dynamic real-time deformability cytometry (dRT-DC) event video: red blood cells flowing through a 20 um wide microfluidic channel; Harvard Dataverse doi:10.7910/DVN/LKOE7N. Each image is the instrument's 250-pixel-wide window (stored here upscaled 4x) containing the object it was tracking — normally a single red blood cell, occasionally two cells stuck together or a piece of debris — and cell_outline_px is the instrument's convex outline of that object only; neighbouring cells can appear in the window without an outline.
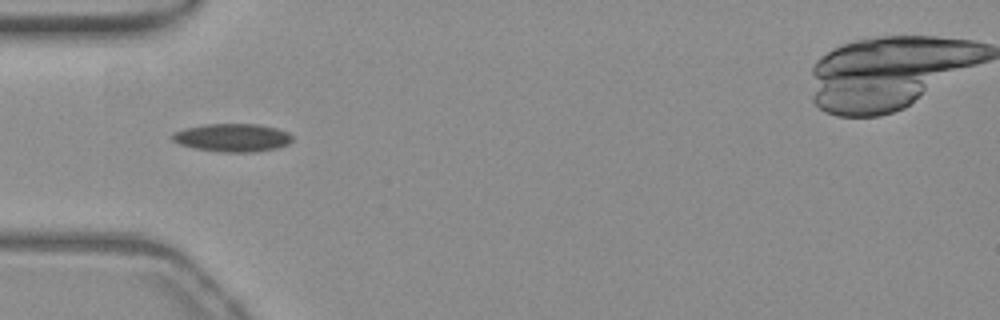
{"species": "common noctule bat (a hibernating species)", "species_latin": "Nyctalus noctula", "temperature_condition": "warm", "stored_images_in_passage": 44, "camera_frame_rate_fps": 3000, "um_per_image_px": 0.085, "animal": {"sex": "female", "body_mass_g": 19.3, "forearm_length_mm": 54.1}, "frame": {"image": 1, "passage_image": 7, "time_ms": 2.0, "image_size_px": [1000, 320], "cell_outline_px": [[292, 140], [288, 144], [276, 148], [252, 152], [220, 152], [196, 148], [180, 144], [172, 140], [168, 136], [172, 132], [184, 128], [204, 124], [256, 124], [276, 128], [288, 132], [292, 136]], "centroid_in_image_um": [19.71, 11.69], "position_along_channel_um": 65.3, "area_um2": 19.71}}
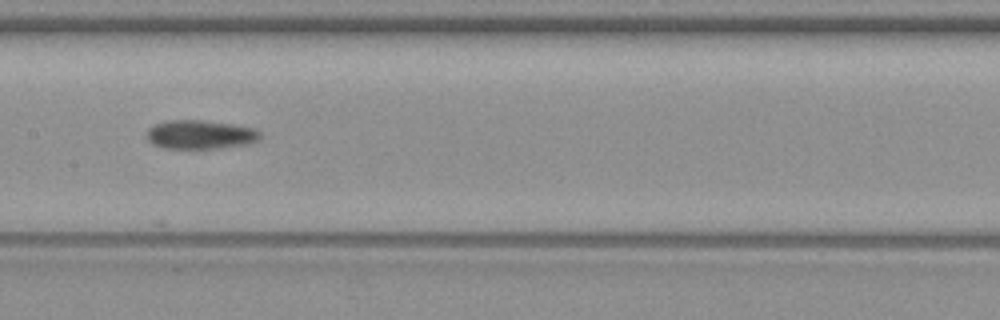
{"frame": {"image": 2, "passage_image": 17, "time_ms": 5.333, "image_size_px": [1000, 320], "cell_outline_px": [[260, 140], [252, 144], [220, 148], [164, 148], [152, 144], [144, 136], [148, 128], [152, 124], [168, 120], [200, 120], [232, 124], [256, 128], [260, 132]], "centroid_in_image_um": [17.02, 11.44], "position_along_channel_um": 190.4, "area_um2": 19.48}}
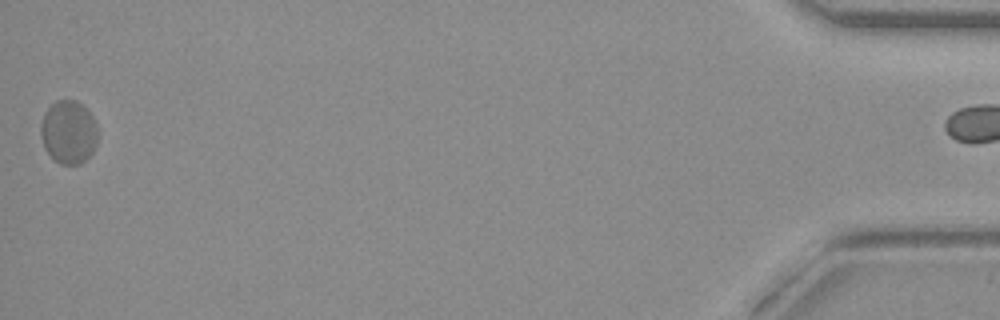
{"frame": {"image": 3, "passage_image": 44, "time_ms": 14.333, "image_size_px": [1000, 320], "cell_outline_px": [[96, 144], [92, 152], [80, 164], [60, 164], [44, 148], [40, 136], [40, 124], [44, 112], [56, 100], [76, 100], [96, 120]], "centroid_in_image_um": [5.8, 11.22], "position_along_channel_um": 429.4, "area_um2": 20.87}, "authors_computed_cell_mechanics": {"area_um2": 19.5075, "velocity_mm_per_s": 3.7762, "shape_relaxation_time_tau1_ms": null, "shape_relaxation_time_tau2_ms": 3.0166, "deformation_change_tau1": null, "deformation_change_tau2": 0.0783}}